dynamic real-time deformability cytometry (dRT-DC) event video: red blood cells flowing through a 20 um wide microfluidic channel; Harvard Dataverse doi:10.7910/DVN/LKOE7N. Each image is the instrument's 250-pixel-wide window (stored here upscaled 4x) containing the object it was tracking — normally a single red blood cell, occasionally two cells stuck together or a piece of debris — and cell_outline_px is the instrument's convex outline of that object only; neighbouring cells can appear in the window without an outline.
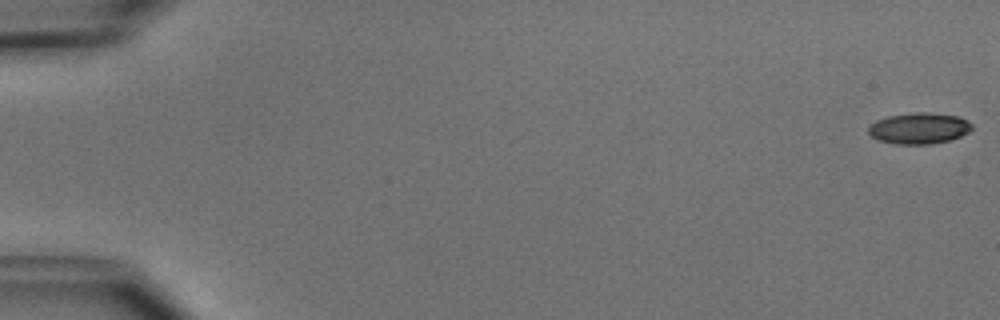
{"species": "common noctule bat (a hibernating species)", "species_latin": "Nyctalus noctula", "temperature_condition": "cold", "stored_images_in_passage": 9, "camera_frame_rate_fps": 3000, "um_per_image_px": 0.085, "animal": {"sex": "male", "body_mass_g": 15.6}, "frame": {"image": 1, "passage_image": 1, "time_ms": 0.0, "image_size_px": [1000, 320], "cell_outline_px": [[972, 128], [968, 132], [960, 136], [948, 140], [932, 144], [892, 144], [876, 140], [868, 132], [868, 128], [876, 120], [888, 116], [916, 112], [924, 112], [960, 116], [968, 120], [972, 124]], "centroid_in_image_um": [78.11, 10.91], "position_along_channel_um": 6.9, "area_um2": 18.84}}